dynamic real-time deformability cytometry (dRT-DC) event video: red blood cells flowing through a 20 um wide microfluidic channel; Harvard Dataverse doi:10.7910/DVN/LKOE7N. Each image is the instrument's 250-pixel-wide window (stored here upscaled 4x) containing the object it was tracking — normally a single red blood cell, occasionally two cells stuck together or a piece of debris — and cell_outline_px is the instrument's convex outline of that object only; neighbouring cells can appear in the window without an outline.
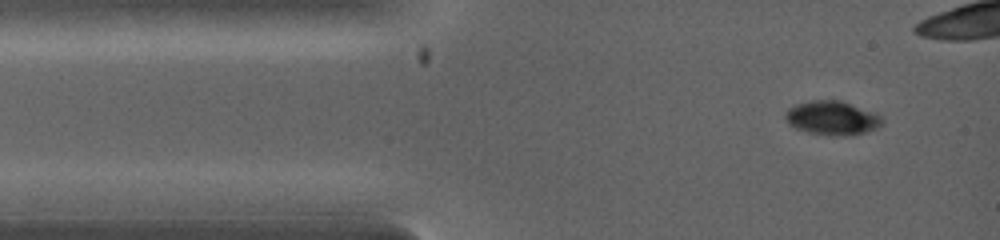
{"species": "common noctule bat (a hibernating species)", "species_latin": "Nyctalus noctula", "temperature_condition": "warm", "stored_images_in_passage": 8, "camera_frame_rate_fps": 5000, "um_per_image_px": 0.085, "animal": {"sex": "female", "body_mass_g": 19.0, "forearm_length_mm": 53.3}, "frame": {"image": 1, "passage_image": 1, "time_ms": 0.0, "image_size_px": [1000, 240], "cell_outline_px": [[880, 124], [876, 128], [852, 136], [832, 136], [808, 132], [796, 128], [788, 124], [784, 116], [788, 108], [796, 104], [816, 100], [836, 100], [848, 104], [880, 116]], "centroid_in_image_um": [70.64, 10.06], "position_along_channel_um": 14.4, "area_um2": 18.61}}
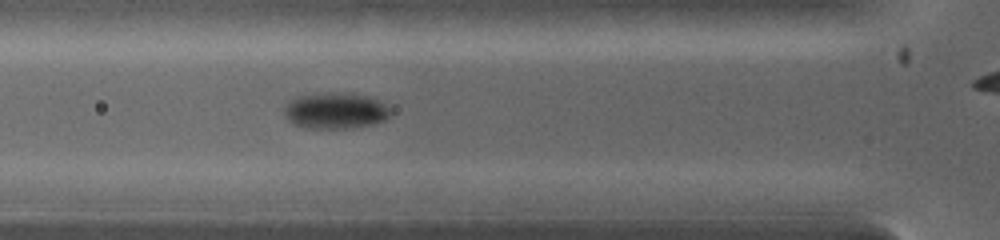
{"frame": {"image": 2, "passage_image": 8, "time_ms": 2.2, "image_size_px": [1000, 240], "cell_outline_px": [[392, 112], [384, 120], [372, 124], [348, 128], [308, 128], [292, 124], [284, 116], [284, 108], [292, 100], [300, 96], [332, 92], [352, 92], [380, 100]], "centroid_in_image_um": [28.52, 9.4], "position_along_channel_um": 97.3, "area_um2": 22.31}}